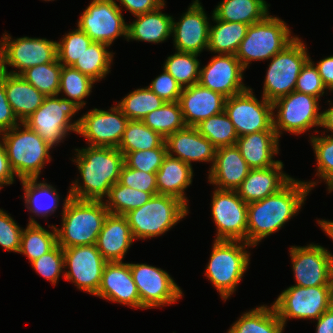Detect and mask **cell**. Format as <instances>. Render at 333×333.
I'll use <instances>...</instances> for the list:
<instances>
[{"instance_id": "obj_1", "label": "cell", "mask_w": 333, "mask_h": 333, "mask_svg": "<svg viewBox=\"0 0 333 333\" xmlns=\"http://www.w3.org/2000/svg\"><path fill=\"white\" fill-rule=\"evenodd\" d=\"M317 181L292 178L278 192L248 203L247 243L253 247L297 215Z\"/></svg>"}, {"instance_id": "obj_2", "label": "cell", "mask_w": 333, "mask_h": 333, "mask_svg": "<svg viewBox=\"0 0 333 333\" xmlns=\"http://www.w3.org/2000/svg\"><path fill=\"white\" fill-rule=\"evenodd\" d=\"M75 159L79 178L72 182L70 197L80 200H101L107 197L110 188L119 182L124 165V155L118 148L86 146L75 149ZM83 185V186H82Z\"/></svg>"}, {"instance_id": "obj_3", "label": "cell", "mask_w": 333, "mask_h": 333, "mask_svg": "<svg viewBox=\"0 0 333 333\" xmlns=\"http://www.w3.org/2000/svg\"><path fill=\"white\" fill-rule=\"evenodd\" d=\"M108 213L104 201L76 199L68 191L61 227H55L57 244L62 248L95 244Z\"/></svg>"}, {"instance_id": "obj_4", "label": "cell", "mask_w": 333, "mask_h": 333, "mask_svg": "<svg viewBox=\"0 0 333 333\" xmlns=\"http://www.w3.org/2000/svg\"><path fill=\"white\" fill-rule=\"evenodd\" d=\"M22 127V128H21ZM12 171L19 180L38 178L46 163L51 162V147L25 123L1 133Z\"/></svg>"}, {"instance_id": "obj_5", "label": "cell", "mask_w": 333, "mask_h": 333, "mask_svg": "<svg viewBox=\"0 0 333 333\" xmlns=\"http://www.w3.org/2000/svg\"><path fill=\"white\" fill-rule=\"evenodd\" d=\"M252 245L244 241L214 240L205 277L226 301L238 287L250 264V253L246 250Z\"/></svg>"}, {"instance_id": "obj_6", "label": "cell", "mask_w": 333, "mask_h": 333, "mask_svg": "<svg viewBox=\"0 0 333 333\" xmlns=\"http://www.w3.org/2000/svg\"><path fill=\"white\" fill-rule=\"evenodd\" d=\"M179 199L168 195H154L143 206L134 209L126 217L134 240L163 235L189 213Z\"/></svg>"}, {"instance_id": "obj_7", "label": "cell", "mask_w": 333, "mask_h": 333, "mask_svg": "<svg viewBox=\"0 0 333 333\" xmlns=\"http://www.w3.org/2000/svg\"><path fill=\"white\" fill-rule=\"evenodd\" d=\"M291 35V29L282 19L267 15L248 26L235 56L246 70L252 64L251 61L270 60L281 52L297 37Z\"/></svg>"}, {"instance_id": "obj_8", "label": "cell", "mask_w": 333, "mask_h": 333, "mask_svg": "<svg viewBox=\"0 0 333 333\" xmlns=\"http://www.w3.org/2000/svg\"><path fill=\"white\" fill-rule=\"evenodd\" d=\"M58 96H46L42 105L23 122L51 147L61 143L70 132L77 134L80 124V118L74 122L71 119L81 108Z\"/></svg>"}, {"instance_id": "obj_9", "label": "cell", "mask_w": 333, "mask_h": 333, "mask_svg": "<svg viewBox=\"0 0 333 333\" xmlns=\"http://www.w3.org/2000/svg\"><path fill=\"white\" fill-rule=\"evenodd\" d=\"M310 59L306 45L298 36L270 60L264 78L262 96L268 101L295 90L302 67Z\"/></svg>"}, {"instance_id": "obj_10", "label": "cell", "mask_w": 333, "mask_h": 333, "mask_svg": "<svg viewBox=\"0 0 333 333\" xmlns=\"http://www.w3.org/2000/svg\"><path fill=\"white\" fill-rule=\"evenodd\" d=\"M319 100L309 94L293 91L272 102L273 127L279 139L282 131L300 135L321 126L322 112Z\"/></svg>"}, {"instance_id": "obj_11", "label": "cell", "mask_w": 333, "mask_h": 333, "mask_svg": "<svg viewBox=\"0 0 333 333\" xmlns=\"http://www.w3.org/2000/svg\"><path fill=\"white\" fill-rule=\"evenodd\" d=\"M333 305V286H289L272 306L284 326L295 319H318Z\"/></svg>"}, {"instance_id": "obj_12", "label": "cell", "mask_w": 333, "mask_h": 333, "mask_svg": "<svg viewBox=\"0 0 333 333\" xmlns=\"http://www.w3.org/2000/svg\"><path fill=\"white\" fill-rule=\"evenodd\" d=\"M211 216L217 229L214 240L247 243L248 203L244 202L237 191L214 187Z\"/></svg>"}, {"instance_id": "obj_13", "label": "cell", "mask_w": 333, "mask_h": 333, "mask_svg": "<svg viewBox=\"0 0 333 333\" xmlns=\"http://www.w3.org/2000/svg\"><path fill=\"white\" fill-rule=\"evenodd\" d=\"M259 101L252 88L226 98L224 111L232 121L238 137L265 130H274L272 102L263 96Z\"/></svg>"}, {"instance_id": "obj_14", "label": "cell", "mask_w": 333, "mask_h": 333, "mask_svg": "<svg viewBox=\"0 0 333 333\" xmlns=\"http://www.w3.org/2000/svg\"><path fill=\"white\" fill-rule=\"evenodd\" d=\"M115 0H92L77 26L94 42L111 46L118 37L127 39V24Z\"/></svg>"}, {"instance_id": "obj_15", "label": "cell", "mask_w": 333, "mask_h": 333, "mask_svg": "<svg viewBox=\"0 0 333 333\" xmlns=\"http://www.w3.org/2000/svg\"><path fill=\"white\" fill-rule=\"evenodd\" d=\"M0 43L3 49L4 72L9 74L20 75L27 68L54 62L58 58L57 41L46 38L24 36L13 39L4 33ZM7 65L15 70L8 71Z\"/></svg>"}, {"instance_id": "obj_16", "label": "cell", "mask_w": 333, "mask_h": 333, "mask_svg": "<svg viewBox=\"0 0 333 333\" xmlns=\"http://www.w3.org/2000/svg\"><path fill=\"white\" fill-rule=\"evenodd\" d=\"M129 267L142 309L171 305L182 298V289L167 271L145 263H129Z\"/></svg>"}, {"instance_id": "obj_17", "label": "cell", "mask_w": 333, "mask_h": 333, "mask_svg": "<svg viewBox=\"0 0 333 333\" xmlns=\"http://www.w3.org/2000/svg\"><path fill=\"white\" fill-rule=\"evenodd\" d=\"M295 286H333V255L327 248L311 243L289 249Z\"/></svg>"}, {"instance_id": "obj_18", "label": "cell", "mask_w": 333, "mask_h": 333, "mask_svg": "<svg viewBox=\"0 0 333 333\" xmlns=\"http://www.w3.org/2000/svg\"><path fill=\"white\" fill-rule=\"evenodd\" d=\"M64 278L86 293L96 295L107 261L95 244L63 248ZM69 269V270H66Z\"/></svg>"}, {"instance_id": "obj_19", "label": "cell", "mask_w": 333, "mask_h": 333, "mask_svg": "<svg viewBox=\"0 0 333 333\" xmlns=\"http://www.w3.org/2000/svg\"><path fill=\"white\" fill-rule=\"evenodd\" d=\"M128 121L117 105L108 110L94 108L80 117L77 134L88 146L118 148Z\"/></svg>"}, {"instance_id": "obj_20", "label": "cell", "mask_w": 333, "mask_h": 333, "mask_svg": "<svg viewBox=\"0 0 333 333\" xmlns=\"http://www.w3.org/2000/svg\"><path fill=\"white\" fill-rule=\"evenodd\" d=\"M210 18L199 0H193L178 22L173 18L172 37L175 50L200 55L208 50Z\"/></svg>"}, {"instance_id": "obj_21", "label": "cell", "mask_w": 333, "mask_h": 333, "mask_svg": "<svg viewBox=\"0 0 333 333\" xmlns=\"http://www.w3.org/2000/svg\"><path fill=\"white\" fill-rule=\"evenodd\" d=\"M245 69L235 55L218 54L200 68L199 84L229 98L247 90L243 84Z\"/></svg>"}, {"instance_id": "obj_22", "label": "cell", "mask_w": 333, "mask_h": 333, "mask_svg": "<svg viewBox=\"0 0 333 333\" xmlns=\"http://www.w3.org/2000/svg\"><path fill=\"white\" fill-rule=\"evenodd\" d=\"M95 296L131 308L142 309L139 292L133 280L129 263L123 261L105 264L101 284Z\"/></svg>"}, {"instance_id": "obj_23", "label": "cell", "mask_w": 333, "mask_h": 333, "mask_svg": "<svg viewBox=\"0 0 333 333\" xmlns=\"http://www.w3.org/2000/svg\"><path fill=\"white\" fill-rule=\"evenodd\" d=\"M167 155L180 159L192 167V162H210L212 168L215 161L216 147L196 127L185 128L165 138Z\"/></svg>"}, {"instance_id": "obj_24", "label": "cell", "mask_w": 333, "mask_h": 333, "mask_svg": "<svg viewBox=\"0 0 333 333\" xmlns=\"http://www.w3.org/2000/svg\"><path fill=\"white\" fill-rule=\"evenodd\" d=\"M225 101V96L199 83L182 88L179 103L186 126L195 127L201 121L222 113Z\"/></svg>"}, {"instance_id": "obj_25", "label": "cell", "mask_w": 333, "mask_h": 333, "mask_svg": "<svg viewBox=\"0 0 333 333\" xmlns=\"http://www.w3.org/2000/svg\"><path fill=\"white\" fill-rule=\"evenodd\" d=\"M250 170L236 145L219 147L208 172V181L217 189L236 191Z\"/></svg>"}, {"instance_id": "obj_26", "label": "cell", "mask_w": 333, "mask_h": 333, "mask_svg": "<svg viewBox=\"0 0 333 333\" xmlns=\"http://www.w3.org/2000/svg\"><path fill=\"white\" fill-rule=\"evenodd\" d=\"M133 241L126 217L108 213L95 245L107 262H122Z\"/></svg>"}, {"instance_id": "obj_27", "label": "cell", "mask_w": 333, "mask_h": 333, "mask_svg": "<svg viewBox=\"0 0 333 333\" xmlns=\"http://www.w3.org/2000/svg\"><path fill=\"white\" fill-rule=\"evenodd\" d=\"M283 166L280 160L271 167L251 169L236 190L238 195L244 202L252 203L278 192L293 178L282 171Z\"/></svg>"}, {"instance_id": "obj_28", "label": "cell", "mask_w": 333, "mask_h": 333, "mask_svg": "<svg viewBox=\"0 0 333 333\" xmlns=\"http://www.w3.org/2000/svg\"><path fill=\"white\" fill-rule=\"evenodd\" d=\"M279 141L275 130H265L238 137L236 146L248 166L259 169L271 167L280 161L274 159L280 151Z\"/></svg>"}, {"instance_id": "obj_29", "label": "cell", "mask_w": 333, "mask_h": 333, "mask_svg": "<svg viewBox=\"0 0 333 333\" xmlns=\"http://www.w3.org/2000/svg\"><path fill=\"white\" fill-rule=\"evenodd\" d=\"M1 81L4 83L7 100L21 123L42 105L46 97L21 75L4 72Z\"/></svg>"}, {"instance_id": "obj_30", "label": "cell", "mask_w": 333, "mask_h": 333, "mask_svg": "<svg viewBox=\"0 0 333 333\" xmlns=\"http://www.w3.org/2000/svg\"><path fill=\"white\" fill-rule=\"evenodd\" d=\"M193 172L187 163L167 155L156 172L158 194L175 197L188 207L185 190L192 185Z\"/></svg>"}, {"instance_id": "obj_31", "label": "cell", "mask_w": 333, "mask_h": 333, "mask_svg": "<svg viewBox=\"0 0 333 333\" xmlns=\"http://www.w3.org/2000/svg\"><path fill=\"white\" fill-rule=\"evenodd\" d=\"M162 6L154 11L134 16L136 19L127 24V41L162 43L172 36L173 17L162 13Z\"/></svg>"}, {"instance_id": "obj_32", "label": "cell", "mask_w": 333, "mask_h": 333, "mask_svg": "<svg viewBox=\"0 0 333 333\" xmlns=\"http://www.w3.org/2000/svg\"><path fill=\"white\" fill-rule=\"evenodd\" d=\"M270 5L265 0H222L212 15L225 22L252 25L269 15Z\"/></svg>"}, {"instance_id": "obj_33", "label": "cell", "mask_w": 333, "mask_h": 333, "mask_svg": "<svg viewBox=\"0 0 333 333\" xmlns=\"http://www.w3.org/2000/svg\"><path fill=\"white\" fill-rule=\"evenodd\" d=\"M24 190L26 208L38 217H48L54 214L59 206V192L45 181L38 182V178L19 180Z\"/></svg>"}, {"instance_id": "obj_34", "label": "cell", "mask_w": 333, "mask_h": 333, "mask_svg": "<svg viewBox=\"0 0 333 333\" xmlns=\"http://www.w3.org/2000/svg\"><path fill=\"white\" fill-rule=\"evenodd\" d=\"M284 327L272 305H261L244 312L227 333H283Z\"/></svg>"}, {"instance_id": "obj_35", "label": "cell", "mask_w": 333, "mask_h": 333, "mask_svg": "<svg viewBox=\"0 0 333 333\" xmlns=\"http://www.w3.org/2000/svg\"><path fill=\"white\" fill-rule=\"evenodd\" d=\"M211 18L216 25H210L208 51L215 54L235 55L240 43L246 36L249 25L238 22H225L218 20L213 15Z\"/></svg>"}, {"instance_id": "obj_36", "label": "cell", "mask_w": 333, "mask_h": 333, "mask_svg": "<svg viewBox=\"0 0 333 333\" xmlns=\"http://www.w3.org/2000/svg\"><path fill=\"white\" fill-rule=\"evenodd\" d=\"M29 219L27 227L22 232L19 253L26 255L31 263L49 252L57 244V231L55 225H51V227L48 225L49 228L53 229L50 232L32 216Z\"/></svg>"}, {"instance_id": "obj_37", "label": "cell", "mask_w": 333, "mask_h": 333, "mask_svg": "<svg viewBox=\"0 0 333 333\" xmlns=\"http://www.w3.org/2000/svg\"><path fill=\"white\" fill-rule=\"evenodd\" d=\"M108 47L106 44L92 41L72 67L89 76L95 82L104 79L110 72L113 54H115L109 49L107 50Z\"/></svg>"}, {"instance_id": "obj_38", "label": "cell", "mask_w": 333, "mask_h": 333, "mask_svg": "<svg viewBox=\"0 0 333 333\" xmlns=\"http://www.w3.org/2000/svg\"><path fill=\"white\" fill-rule=\"evenodd\" d=\"M165 138L146 126L142 120H129L118 149L125 156L128 152L158 148Z\"/></svg>"}, {"instance_id": "obj_39", "label": "cell", "mask_w": 333, "mask_h": 333, "mask_svg": "<svg viewBox=\"0 0 333 333\" xmlns=\"http://www.w3.org/2000/svg\"><path fill=\"white\" fill-rule=\"evenodd\" d=\"M158 192H144L128 186H123L119 182L115 183L109 191L105 206L109 213L125 215L146 204L152 196Z\"/></svg>"}, {"instance_id": "obj_40", "label": "cell", "mask_w": 333, "mask_h": 333, "mask_svg": "<svg viewBox=\"0 0 333 333\" xmlns=\"http://www.w3.org/2000/svg\"><path fill=\"white\" fill-rule=\"evenodd\" d=\"M142 121L164 138L186 127L179 101L165 102L160 108L146 115Z\"/></svg>"}, {"instance_id": "obj_41", "label": "cell", "mask_w": 333, "mask_h": 333, "mask_svg": "<svg viewBox=\"0 0 333 333\" xmlns=\"http://www.w3.org/2000/svg\"><path fill=\"white\" fill-rule=\"evenodd\" d=\"M165 102L148 86L135 89L121 99L116 105L129 120H142Z\"/></svg>"}, {"instance_id": "obj_42", "label": "cell", "mask_w": 333, "mask_h": 333, "mask_svg": "<svg viewBox=\"0 0 333 333\" xmlns=\"http://www.w3.org/2000/svg\"><path fill=\"white\" fill-rule=\"evenodd\" d=\"M199 55L176 51L165 60L163 68L177 81L182 87H190L199 82L200 62Z\"/></svg>"}, {"instance_id": "obj_43", "label": "cell", "mask_w": 333, "mask_h": 333, "mask_svg": "<svg viewBox=\"0 0 333 333\" xmlns=\"http://www.w3.org/2000/svg\"><path fill=\"white\" fill-rule=\"evenodd\" d=\"M95 83L89 76L82 74L72 66H62L58 95L65 93L69 101L74 102L81 109L86 105L84 99L91 94Z\"/></svg>"}, {"instance_id": "obj_44", "label": "cell", "mask_w": 333, "mask_h": 333, "mask_svg": "<svg viewBox=\"0 0 333 333\" xmlns=\"http://www.w3.org/2000/svg\"><path fill=\"white\" fill-rule=\"evenodd\" d=\"M195 127L216 148L236 145L238 135L225 111L201 121Z\"/></svg>"}, {"instance_id": "obj_45", "label": "cell", "mask_w": 333, "mask_h": 333, "mask_svg": "<svg viewBox=\"0 0 333 333\" xmlns=\"http://www.w3.org/2000/svg\"><path fill=\"white\" fill-rule=\"evenodd\" d=\"M62 65L54 62L27 68L20 75L44 96L58 95Z\"/></svg>"}, {"instance_id": "obj_46", "label": "cell", "mask_w": 333, "mask_h": 333, "mask_svg": "<svg viewBox=\"0 0 333 333\" xmlns=\"http://www.w3.org/2000/svg\"><path fill=\"white\" fill-rule=\"evenodd\" d=\"M310 142L317 162L316 176L318 175L326 182L328 193H331L333 191V135H312Z\"/></svg>"}, {"instance_id": "obj_47", "label": "cell", "mask_w": 333, "mask_h": 333, "mask_svg": "<svg viewBox=\"0 0 333 333\" xmlns=\"http://www.w3.org/2000/svg\"><path fill=\"white\" fill-rule=\"evenodd\" d=\"M76 28L66 33L62 40L57 42L58 60L62 66H72L92 43L84 31Z\"/></svg>"}, {"instance_id": "obj_48", "label": "cell", "mask_w": 333, "mask_h": 333, "mask_svg": "<svg viewBox=\"0 0 333 333\" xmlns=\"http://www.w3.org/2000/svg\"><path fill=\"white\" fill-rule=\"evenodd\" d=\"M167 156L165 141L155 149L128 152L124 156V163L129 168H134L147 173H156Z\"/></svg>"}, {"instance_id": "obj_49", "label": "cell", "mask_w": 333, "mask_h": 333, "mask_svg": "<svg viewBox=\"0 0 333 333\" xmlns=\"http://www.w3.org/2000/svg\"><path fill=\"white\" fill-rule=\"evenodd\" d=\"M36 272L50 281L53 286L59 281L60 274L64 276L63 248L56 244L49 252L30 263Z\"/></svg>"}, {"instance_id": "obj_50", "label": "cell", "mask_w": 333, "mask_h": 333, "mask_svg": "<svg viewBox=\"0 0 333 333\" xmlns=\"http://www.w3.org/2000/svg\"><path fill=\"white\" fill-rule=\"evenodd\" d=\"M327 90L324 85L314 61L310 59L302 67L297 78L295 91L305 93L320 99Z\"/></svg>"}, {"instance_id": "obj_51", "label": "cell", "mask_w": 333, "mask_h": 333, "mask_svg": "<svg viewBox=\"0 0 333 333\" xmlns=\"http://www.w3.org/2000/svg\"><path fill=\"white\" fill-rule=\"evenodd\" d=\"M23 228L9 213L0 209V246L8 252L19 253Z\"/></svg>"}, {"instance_id": "obj_52", "label": "cell", "mask_w": 333, "mask_h": 333, "mask_svg": "<svg viewBox=\"0 0 333 333\" xmlns=\"http://www.w3.org/2000/svg\"><path fill=\"white\" fill-rule=\"evenodd\" d=\"M119 183L144 192H158L156 173L129 168L125 163L120 171Z\"/></svg>"}, {"instance_id": "obj_53", "label": "cell", "mask_w": 333, "mask_h": 333, "mask_svg": "<svg viewBox=\"0 0 333 333\" xmlns=\"http://www.w3.org/2000/svg\"><path fill=\"white\" fill-rule=\"evenodd\" d=\"M148 88L164 102L179 101L182 91V87L164 68L162 74L152 80Z\"/></svg>"}, {"instance_id": "obj_54", "label": "cell", "mask_w": 333, "mask_h": 333, "mask_svg": "<svg viewBox=\"0 0 333 333\" xmlns=\"http://www.w3.org/2000/svg\"><path fill=\"white\" fill-rule=\"evenodd\" d=\"M20 123L7 100L4 83L0 80V132L10 130Z\"/></svg>"}, {"instance_id": "obj_55", "label": "cell", "mask_w": 333, "mask_h": 333, "mask_svg": "<svg viewBox=\"0 0 333 333\" xmlns=\"http://www.w3.org/2000/svg\"><path fill=\"white\" fill-rule=\"evenodd\" d=\"M118 1L121 4V5L117 4L119 8L120 6L125 7L126 12L128 10L134 16L154 11L165 3V0H118Z\"/></svg>"}, {"instance_id": "obj_56", "label": "cell", "mask_w": 333, "mask_h": 333, "mask_svg": "<svg viewBox=\"0 0 333 333\" xmlns=\"http://www.w3.org/2000/svg\"><path fill=\"white\" fill-rule=\"evenodd\" d=\"M15 174L12 171L5 146L0 141V188L11 185L15 181Z\"/></svg>"}, {"instance_id": "obj_57", "label": "cell", "mask_w": 333, "mask_h": 333, "mask_svg": "<svg viewBox=\"0 0 333 333\" xmlns=\"http://www.w3.org/2000/svg\"><path fill=\"white\" fill-rule=\"evenodd\" d=\"M315 66L317 67V70L319 72V75L324 83V85L327 87L328 90L331 92L333 91V55L328 56L324 59H321L317 62V65L315 63Z\"/></svg>"}, {"instance_id": "obj_58", "label": "cell", "mask_w": 333, "mask_h": 333, "mask_svg": "<svg viewBox=\"0 0 333 333\" xmlns=\"http://www.w3.org/2000/svg\"><path fill=\"white\" fill-rule=\"evenodd\" d=\"M316 333H333V305L316 319Z\"/></svg>"}, {"instance_id": "obj_59", "label": "cell", "mask_w": 333, "mask_h": 333, "mask_svg": "<svg viewBox=\"0 0 333 333\" xmlns=\"http://www.w3.org/2000/svg\"><path fill=\"white\" fill-rule=\"evenodd\" d=\"M328 102L331 106L322 112L320 127L325 128L326 132L331 131L330 133L333 135V103L330 100Z\"/></svg>"}, {"instance_id": "obj_60", "label": "cell", "mask_w": 333, "mask_h": 333, "mask_svg": "<svg viewBox=\"0 0 333 333\" xmlns=\"http://www.w3.org/2000/svg\"><path fill=\"white\" fill-rule=\"evenodd\" d=\"M317 223L320 225L325 234L328 235L333 241V221L318 219Z\"/></svg>"}, {"instance_id": "obj_61", "label": "cell", "mask_w": 333, "mask_h": 333, "mask_svg": "<svg viewBox=\"0 0 333 333\" xmlns=\"http://www.w3.org/2000/svg\"><path fill=\"white\" fill-rule=\"evenodd\" d=\"M3 73H4L3 49L0 43V80L2 78Z\"/></svg>"}]
</instances>
